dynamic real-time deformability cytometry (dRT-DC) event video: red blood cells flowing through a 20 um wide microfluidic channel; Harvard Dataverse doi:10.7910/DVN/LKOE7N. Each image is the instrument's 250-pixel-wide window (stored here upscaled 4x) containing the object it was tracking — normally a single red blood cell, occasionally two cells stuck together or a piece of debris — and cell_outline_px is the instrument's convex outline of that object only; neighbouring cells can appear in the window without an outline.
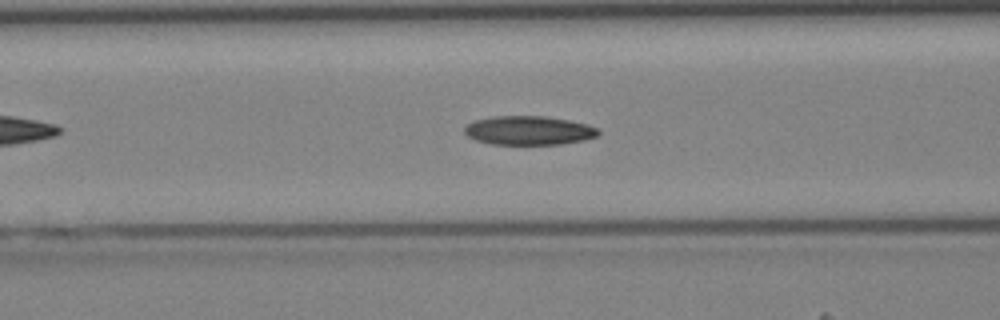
{"species": "Egyptian fruit bat (a non-hibernating species)", "species_latin": "Rousettus aegyptiacus", "temperature_condition": "cold", "stored_images_in_passage": 41, "camera_frame_rate_fps": 3000, "um_per_image_px": 0.085, "animal": {"sex": "female"}, "frame": {"image": 1, "passage_image": 16, "time_ms": 5.0, "image_size_px": [1000, 320], "cell_outline_px": [[600, 132], [596, 136], [584, 140], [560, 144], [492, 144], [476, 140], [468, 136], [464, 132], [464, 128], [468, 124], [476, 120], [492, 116], [544, 116], [568, 120], [588, 124], [596, 128]], "centroid_in_image_um": [44.94, 11.08], "position_along_channel_um": 121.7, "area_um2": 22.43}}
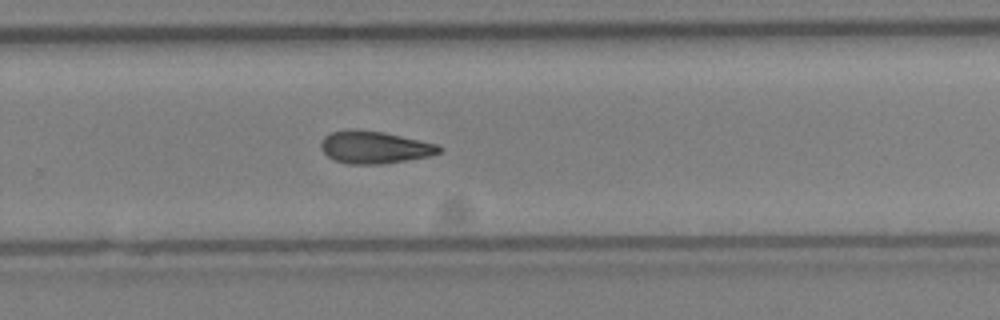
{"frame": {"image": 2, "passage_image": 27, "time_ms": 8.667, "image_size_px": [1000, 320], "cell_outline_px": [[440, 152], [428, 156], [380, 164], [348, 164], [336, 160], [328, 156], [320, 148], [320, 140], [324, 136], [332, 132], [384, 132], [436, 144], [440, 148]], "centroid_in_image_um": [31.81, 12.55], "position_along_channel_um": 298.0, "area_um2": 21.33}}
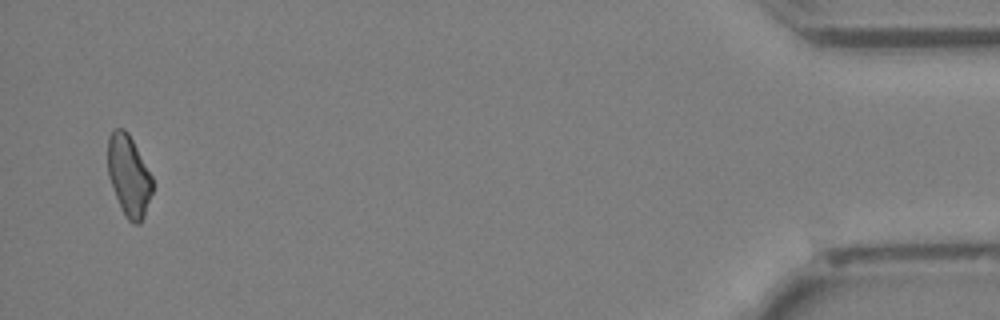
{"frame": {"image": 3, "passage_image": 40, "time_ms": 13.0, "image_size_px": [1000, 320], "cell_outline_px": [[156, 184], [144, 216], [140, 224], [132, 224], [124, 216], [108, 176], [108, 136], [112, 128], [124, 128], [128, 132], [152, 176]], "centroid_in_image_um": [10.97, 14.94], "position_along_channel_um": 424.2, "area_um2": 21.44}}